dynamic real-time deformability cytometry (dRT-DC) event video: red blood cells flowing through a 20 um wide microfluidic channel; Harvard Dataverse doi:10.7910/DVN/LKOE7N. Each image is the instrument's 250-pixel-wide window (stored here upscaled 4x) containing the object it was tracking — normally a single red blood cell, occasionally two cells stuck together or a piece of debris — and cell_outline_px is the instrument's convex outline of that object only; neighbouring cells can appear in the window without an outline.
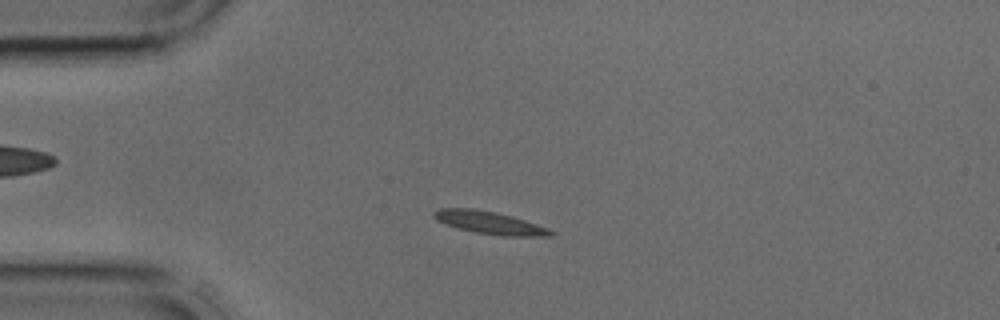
{"species": "common noctule bat (a hibernating species)", "species_latin": "Nyctalus noctula", "temperature_condition": "cold", "stored_images_in_passage": 3, "camera_frame_rate_fps": 3000, "um_per_image_px": 0.085, "animal": {"sex": "male", "body_mass_g": 17.9, "forearm_length_mm": 54.2}, "frame": {"image": 1, "passage_image": 3, "time_ms": 0.667, "image_size_px": [1000, 320], "cell_outline_px": [[556, 232], [552, 236], [504, 236], [476, 232], [460, 228], [436, 220], [432, 216], [432, 212], [440, 208], [472, 208], [496, 212], [512, 216], [548, 228]], "centroid_in_image_um": [41.63, 18.92], "position_along_channel_um": 43.4, "area_um2": 15.26}}